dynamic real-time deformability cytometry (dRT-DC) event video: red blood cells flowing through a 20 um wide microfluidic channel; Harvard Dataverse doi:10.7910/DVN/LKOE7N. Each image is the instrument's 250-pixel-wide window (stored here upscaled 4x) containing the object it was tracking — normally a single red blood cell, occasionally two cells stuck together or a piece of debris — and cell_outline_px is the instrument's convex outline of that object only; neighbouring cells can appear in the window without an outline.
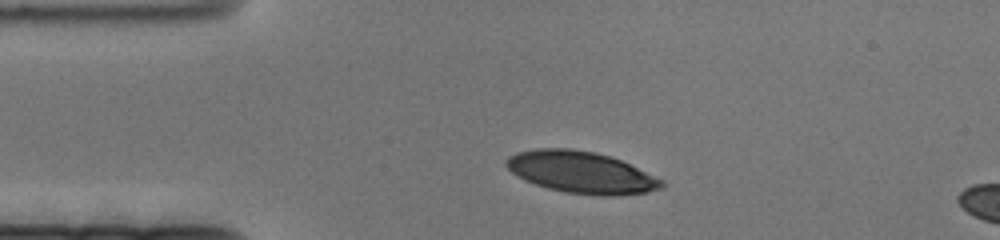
{"species": "human", "species_latin": "Homo sapiens", "temperature_condition": "cold", "stored_images_in_passage": 8, "camera_frame_rate_fps": 3000, "um_per_image_px": 0.085, "donor": {"sex": "female"}, "frame": {"image": 1, "passage_image": 1, "time_ms": 0.0, "image_size_px": [1000, 240], "cell_outline_px": [[664, 188], [648, 192], [616, 196], [604, 196], [564, 192], [548, 188], [524, 180], [512, 172], [504, 164], [504, 160], [508, 156], [516, 152], [536, 148], [572, 148], [596, 152], [620, 160], [664, 180]], "centroid_in_image_um": [49.39, 14.64], "position_along_channel_um": 35.6, "area_um2": 37.97}}